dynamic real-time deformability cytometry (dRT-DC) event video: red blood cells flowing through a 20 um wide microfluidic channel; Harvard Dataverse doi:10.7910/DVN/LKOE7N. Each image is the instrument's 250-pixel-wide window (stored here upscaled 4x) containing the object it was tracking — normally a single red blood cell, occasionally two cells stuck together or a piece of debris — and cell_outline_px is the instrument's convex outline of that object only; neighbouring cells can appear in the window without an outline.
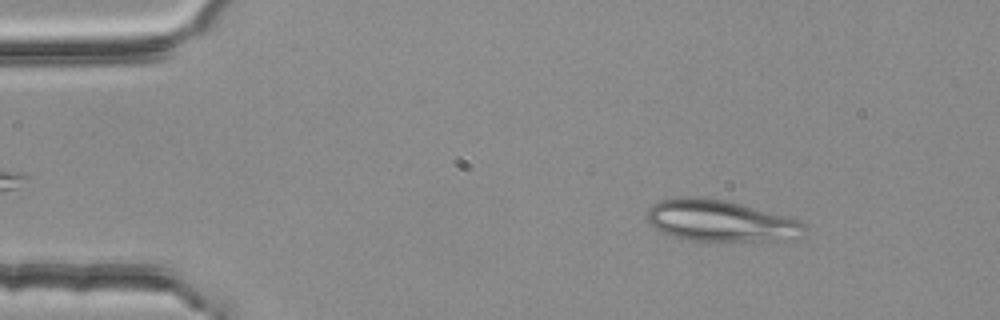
{"species": "common noctule bat (a hibernating species)", "species_latin": "Nyctalus noctula", "temperature_condition": "room temperature", "stored_images_in_passage": 51, "camera_frame_rate_fps": 3000, "um_per_image_px": 0.085, "animal": {"sex": "female", "body_mass_g": 25.1}, "frame": {"image": 1, "passage_image": 6, "time_ms": 1.667, "image_size_px": [1000, 320], "cell_outline_px": [[804, 236], [792, 240], [684, 240], [660, 232], [644, 216], [648, 208], [652, 204], [660, 200], [684, 196], [692, 196], [724, 200], [788, 216], [804, 224]], "centroid_in_image_um": [61.2, 18.76], "position_along_channel_um": 23.8, "area_um2": 37.92}}
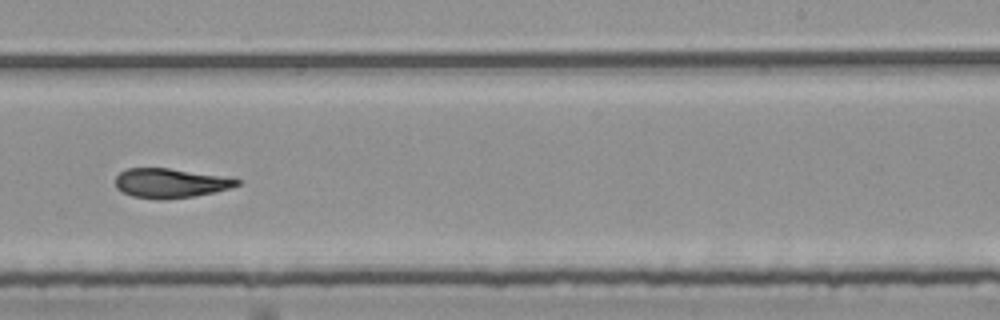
{"frame": {"image": 2, "passage_image": 32, "time_ms": 10.333, "image_size_px": [1000, 320], "cell_outline_px": [[240, 184], [216, 192], [168, 200], [156, 200], [132, 196], [116, 188], [116, 176], [120, 172], [128, 168], [168, 168], [240, 180]], "centroid_in_image_um": [14.41, 15.58], "position_along_channel_um": 274.6, "area_um2": 20.52}}
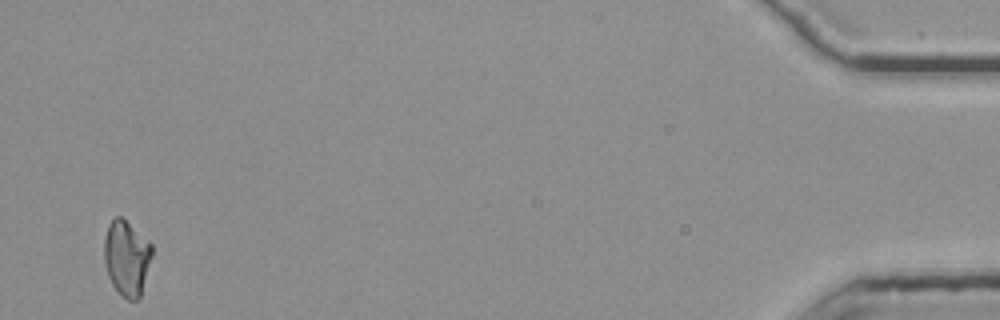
{"frame": {"image": 3, "passage_image": 51, "time_ms": 16.667, "image_size_px": [1000, 320], "cell_outline_px": [[152, 256], [140, 296], [136, 300], [128, 300], [120, 296], [112, 284], [108, 276], [104, 264], [104, 240], [108, 224], [116, 216], [120, 216], [148, 240], [152, 244]], "centroid_in_image_um": [10.75, 21.94], "position_along_channel_um": 424.4, "area_um2": 20.98}, "authors_computed_cell_mechanics": {"area_um2": 21.6172, "velocity_mm_per_s": 3.7805, "shape_relaxation_time_tau1_ms": null, "shape_relaxation_time_tau2_ms": 2.8187, "deformation_change_tau1": null, "deformation_change_tau2": 0.109}}